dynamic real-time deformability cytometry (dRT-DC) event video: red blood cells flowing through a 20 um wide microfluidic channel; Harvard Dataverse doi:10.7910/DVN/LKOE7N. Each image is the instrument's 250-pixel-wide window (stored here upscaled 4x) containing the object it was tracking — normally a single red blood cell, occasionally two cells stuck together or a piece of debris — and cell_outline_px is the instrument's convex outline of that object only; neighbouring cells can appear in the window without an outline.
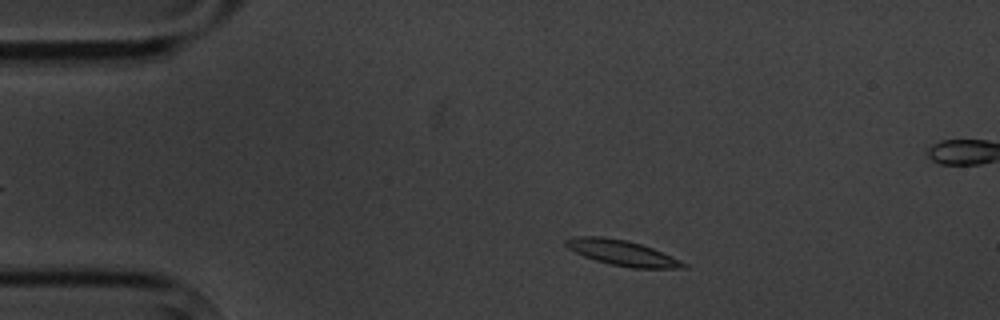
{"species": "common noctule bat (a hibernating species)", "species_latin": "Nyctalus noctula", "temperature_condition": "cold", "stored_images_in_passage": 6, "camera_frame_rate_fps": 3000, "um_per_image_px": 0.085, "animal": {"sex": "male", "body_mass_g": 20.1, "forearm_length_mm": 53.5}, "frame": {"image": 1, "passage_image": 1, "time_ms": 0.0, "image_size_px": [1000, 320], "cell_outline_px": [[688, 268], [632, 268], [612, 264], [596, 260], [584, 256], [568, 248], [564, 244], [564, 240], [576, 236], [600, 236], [628, 240], [652, 248], [680, 260], [688, 264]], "centroid_in_image_um": [52.88, 21.48], "position_along_channel_um": 32.1, "area_um2": 17.22}}
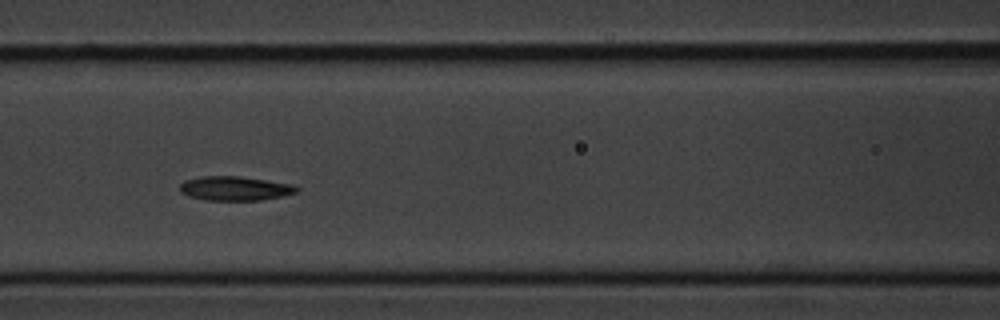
{"frame": {"image": 2, "passage_image": 5, "time_ms": 4.667, "image_size_px": [1000, 320], "cell_outline_px": [[300, 188], [296, 192], [280, 196], [260, 200], [204, 200], [188, 196], [180, 192], [180, 184], [184, 180], [200, 176], [236, 176], [292, 184]], "centroid_in_image_um": [19.91, 16.01], "position_along_channel_um": 146.7, "area_um2": 16.36}}
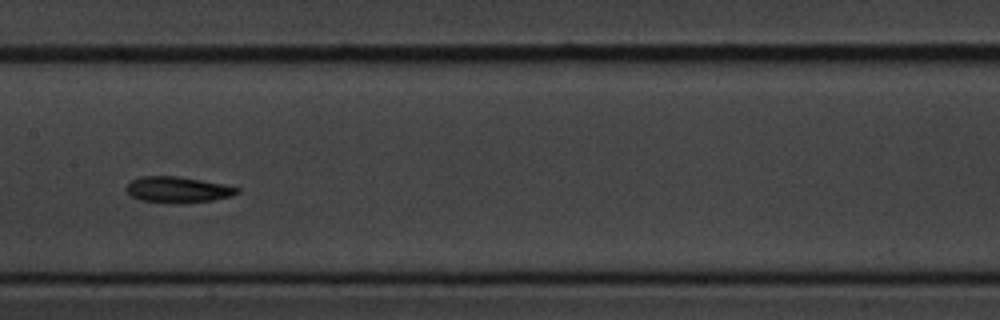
{"frame": {"image": 3, "passage_image": 6, "time_ms": 6.0, "image_size_px": [1000, 320], "cell_outline_px": [[240, 192], [232, 196], [212, 200], [180, 204], [168, 204], [140, 200], [132, 196], [128, 192], [128, 184], [132, 180], [140, 176], [180, 176], [224, 184], [240, 188]], "centroid_in_image_um": [15.15, 16.13], "position_along_channel_um": 192.3, "area_um2": 16.99}}